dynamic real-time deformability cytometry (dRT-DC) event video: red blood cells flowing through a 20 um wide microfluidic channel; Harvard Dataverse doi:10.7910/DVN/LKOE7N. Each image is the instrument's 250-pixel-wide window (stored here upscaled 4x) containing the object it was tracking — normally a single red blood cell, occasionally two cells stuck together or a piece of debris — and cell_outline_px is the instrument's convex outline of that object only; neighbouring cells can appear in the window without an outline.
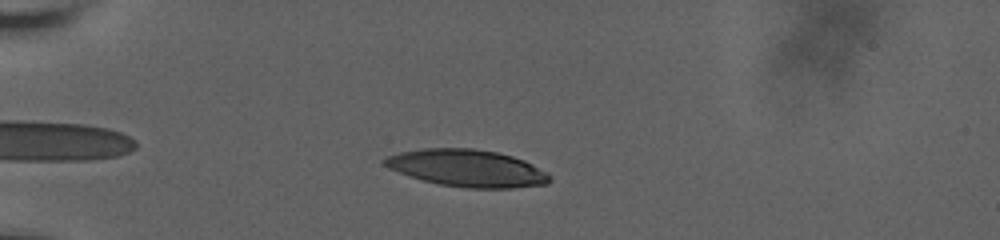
{"species": "human", "species_latin": "Homo sapiens", "temperature_condition": "room temperature", "stored_images_in_passage": 53, "camera_frame_rate_fps": 3000, "um_per_image_px": 0.085, "donor": {"sex": "male"}, "frame": {"image": 1, "passage_image": 11, "time_ms": 2.0, "image_size_px": [1000, 240], "cell_outline_px": [[552, 180], [548, 184], [512, 188], [468, 188], [440, 184], [408, 176], [384, 164], [384, 160], [388, 156], [400, 152], [424, 148], [472, 148], [496, 152], [512, 156], [524, 160], [548, 172], [552, 176]], "centroid_in_image_um": [39.79, 14.3], "position_along_channel_um": 45.2, "area_um2": 35.55}}
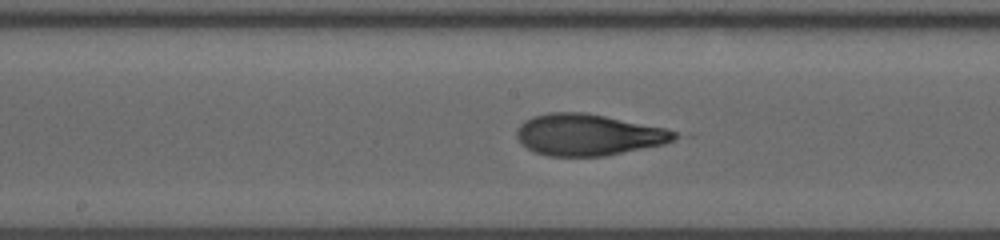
{"frame": {"image": 2, "passage_image": 35, "time_ms": 7.333, "image_size_px": [1000, 240], "cell_outline_px": [[684, 136], [676, 140], [664, 144], [604, 156], [548, 156], [536, 152], [520, 144], [516, 136], [516, 128], [524, 120], [532, 116], [548, 112], [584, 112], [664, 128], [676, 132]], "centroid_in_image_um": [49.99, 11.45], "position_along_channel_um": 198.2, "area_um2": 38.26}}
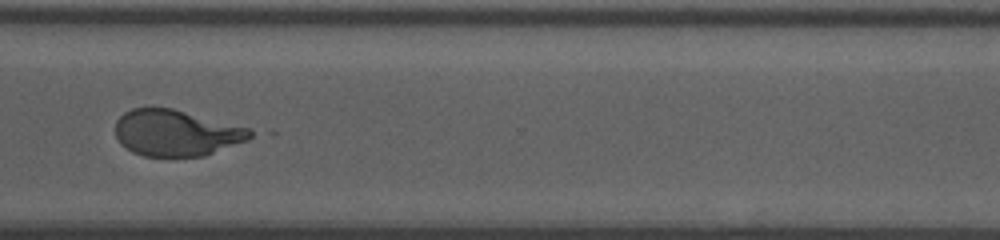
{"frame": {"image": 3, "passage_image": 52, "time_ms": 11.667, "image_size_px": [1000, 240], "cell_outline_px": [[256, 132], [248, 140], [204, 156], [144, 156], [132, 152], [120, 144], [116, 136], [116, 120], [124, 112], [132, 108], [172, 108], [248, 128]], "centroid_in_image_um": [14.96, 11.3], "position_along_channel_um": 355.6, "area_um2": 36.18}}